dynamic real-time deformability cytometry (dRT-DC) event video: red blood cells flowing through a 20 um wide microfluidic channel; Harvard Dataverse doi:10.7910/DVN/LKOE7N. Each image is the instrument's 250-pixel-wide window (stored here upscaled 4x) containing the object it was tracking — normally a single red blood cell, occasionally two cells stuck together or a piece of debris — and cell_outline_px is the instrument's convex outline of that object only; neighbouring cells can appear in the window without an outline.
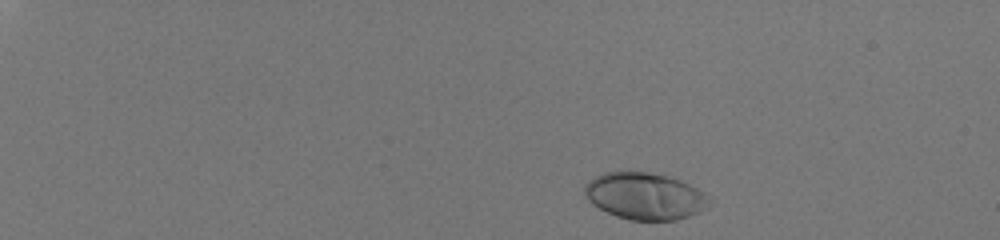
{"species": "human", "species_latin": "Homo sapiens", "temperature_condition": "room temperature", "stored_images_in_passage": 42, "camera_frame_rate_fps": 3000, "um_per_image_px": 0.085, "donor": {"sex": "male"}, "frame": {"image": 1, "passage_image": 3, "time_ms": 0.667, "image_size_px": [1000, 240], "cell_outline_px": [[712, 204], [700, 212], [676, 220], [628, 220], [616, 216], [592, 204], [584, 196], [584, 184], [588, 180], [604, 172], [648, 172], [668, 176], [680, 180], [704, 192]], "centroid_in_image_um": [54.8, 16.67], "position_along_channel_um": 30.2, "area_um2": 34.1}}
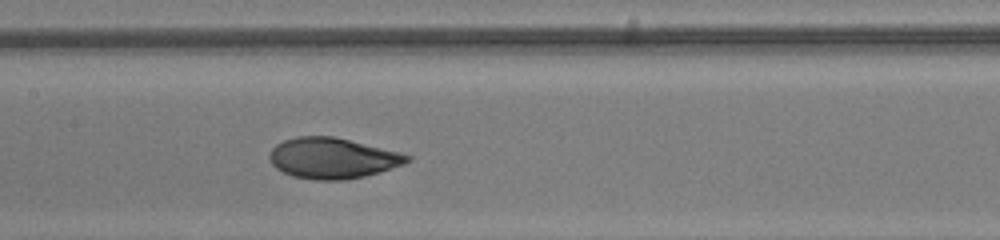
{"frame": {"image": 2, "passage_image": 25, "time_ms": 8.0, "image_size_px": [1000, 240], "cell_outline_px": [[412, 160], [404, 164], [380, 172], [364, 176], [344, 180], [316, 180], [292, 176], [276, 168], [272, 164], [268, 156], [272, 148], [276, 144], [284, 140], [296, 136], [332, 136], [400, 152], [412, 156]], "centroid_in_image_um": [28.26, 13.44], "position_along_channel_um": 179.1, "area_um2": 32.66}}
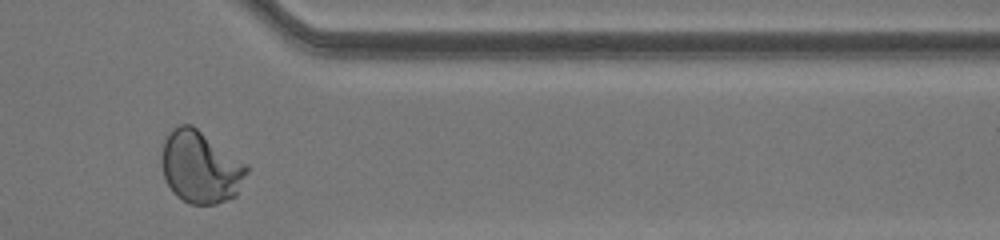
{"frame": {"image": 3, "passage_image": 41, "time_ms": 13.333, "image_size_px": [1000, 240], "cell_outline_px": [[248, 172], [236, 196], [216, 204], [188, 204], [176, 196], [172, 192], [164, 180], [160, 164], [160, 156], [164, 140], [168, 132], [172, 128], [180, 124], [192, 124], [248, 164]], "centroid_in_image_um": [17.01, 14.19], "position_along_channel_um": 394.4, "area_um2": 36.53}, "authors_computed_cell_mechanics": {"area_um2": 32.5992, "velocity_mm_per_s": 4.0862, "shape_relaxation_time_tau1_ms": 5.7486, "shape_relaxation_time_tau2_ms": null, "deformation_change_tau1": 0.2293, "deformation_change_tau2": null}}